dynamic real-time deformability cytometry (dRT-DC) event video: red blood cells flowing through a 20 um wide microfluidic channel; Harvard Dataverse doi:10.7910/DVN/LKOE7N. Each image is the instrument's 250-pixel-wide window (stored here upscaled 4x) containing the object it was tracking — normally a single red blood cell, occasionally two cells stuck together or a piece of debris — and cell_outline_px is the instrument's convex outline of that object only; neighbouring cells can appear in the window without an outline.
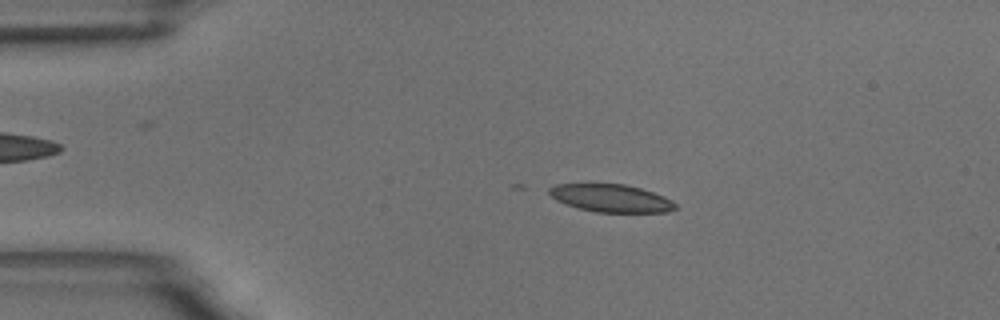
{"species": "common noctule bat (a hibernating species)", "species_latin": "Nyctalus noctula", "temperature_condition": "room temperature", "stored_images_in_passage": 16, "camera_frame_rate_fps": 3000, "um_per_image_px": 0.085, "animal": {"sex": "male", "body_mass_g": 18.8}, "frame": {"image": 1, "passage_image": 11, "time_ms": 3.333, "image_size_px": [1000, 320], "cell_outline_px": [[676, 208], [668, 212], [596, 212], [580, 208], [556, 200], [548, 192], [548, 188], [556, 184], [624, 184], [640, 188], [664, 196], [672, 200], [676, 204]], "centroid_in_image_um": [51.95, 16.84], "position_along_channel_um": 33.0, "area_um2": 20.17}}